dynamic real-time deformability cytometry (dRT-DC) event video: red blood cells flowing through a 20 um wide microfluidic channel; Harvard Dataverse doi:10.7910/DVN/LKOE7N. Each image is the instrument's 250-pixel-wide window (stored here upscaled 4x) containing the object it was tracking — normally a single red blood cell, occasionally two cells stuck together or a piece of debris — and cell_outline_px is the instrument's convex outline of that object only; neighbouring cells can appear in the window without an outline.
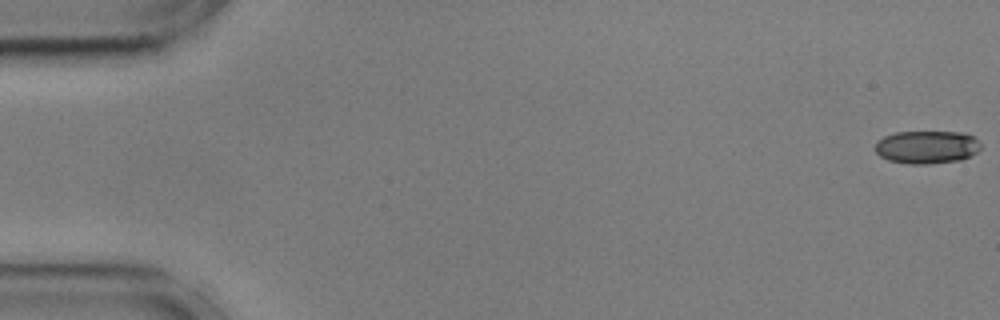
{"species": "common noctule bat (a hibernating species)", "species_latin": "Nyctalus noctula", "temperature_condition": "cold", "stored_images_in_passage": 56, "camera_frame_rate_fps": 3000, "um_per_image_px": 0.085, "animal": {"sex": "male", "body_mass_g": 17.9, "forearm_length_mm": 54.2}, "frame": {"image": 1, "passage_image": 1, "time_ms": 0.0, "image_size_px": [1000, 320], "cell_outline_px": [[980, 148], [976, 152], [960, 160], [928, 164], [908, 164], [888, 160], [880, 156], [876, 152], [876, 140], [884, 136], [896, 132], [964, 132], [972, 136], [980, 144]], "centroid_in_image_um": [78.74, 12.5], "position_along_channel_um": 6.3, "area_um2": 20.23}}
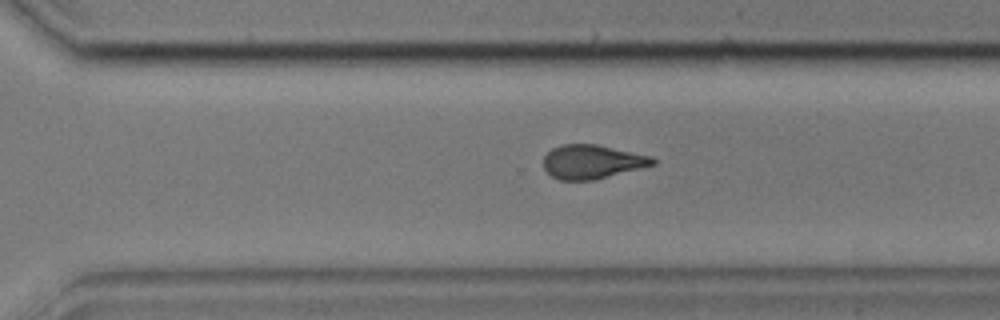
{"frame": {"image": 2, "passage_image": 39, "time_ms": 12.667, "image_size_px": [1000, 320], "cell_outline_px": [[656, 164], [592, 180], [560, 180], [552, 176], [544, 168], [544, 156], [552, 148], [560, 144], [596, 144], [652, 156], [656, 160]], "centroid_in_image_um": [50.32, 13.74], "position_along_channel_um": 320.3, "area_um2": 21.44}}
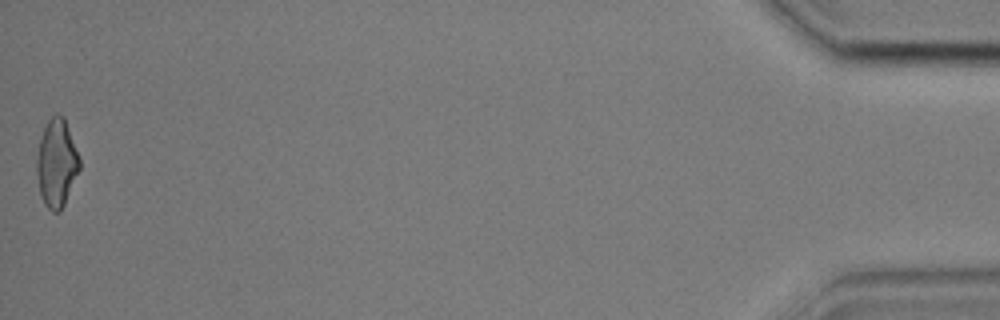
{"frame": {"image": 3, "passage_image": 56, "time_ms": 18.333, "image_size_px": [1000, 320], "cell_outline_px": [[80, 168], [64, 204], [60, 212], [52, 212], [44, 204], [40, 196], [36, 172], [36, 160], [40, 140], [44, 128], [48, 120], [56, 112], [64, 116], [80, 160]], "centroid_in_image_um": [4.8, 13.87], "position_along_channel_um": 430.4, "area_um2": 21.85}, "authors_computed_cell_mechanics": {"area_um2": 21.9351, "velocity_mm_per_s": 3.6044, "shape_relaxation_time_tau1_ms": 6.517, "shape_relaxation_time_tau2_ms": 2.6486, "deformation_change_tau1": 0.1766, "deformation_change_tau2": 0.0832}}